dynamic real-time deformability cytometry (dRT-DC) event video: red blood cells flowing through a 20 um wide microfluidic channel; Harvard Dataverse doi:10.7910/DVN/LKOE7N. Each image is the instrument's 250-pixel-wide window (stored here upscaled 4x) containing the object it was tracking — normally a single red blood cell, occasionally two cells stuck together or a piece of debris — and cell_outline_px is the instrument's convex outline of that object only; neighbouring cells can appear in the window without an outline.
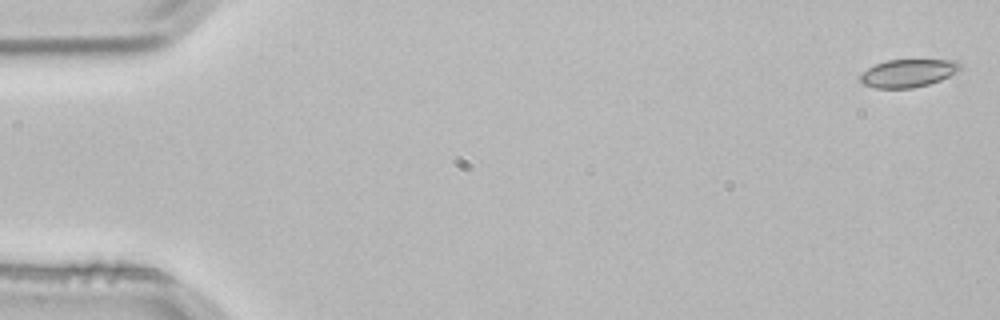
{"species": "common noctule bat (a hibernating species)", "species_latin": "Nyctalus noctula", "temperature_condition": "room temperature", "stored_images_in_passage": 3, "camera_frame_rate_fps": 3000, "um_per_image_px": 0.085, "animal": {"sex": "male", "body_mass_g": 21.5, "forearm_length_mm": 52.0}, "frame": {"image": 1, "passage_image": 1, "time_ms": 0.0, "image_size_px": [1000, 320], "cell_outline_px": [[964, 64], [956, 72], [940, 80], [928, 84], [912, 88], [876, 88], [864, 84], [860, 80], [860, 76], [868, 68], [876, 64], [888, 60], [956, 60]], "centroid_in_image_um": [77.22, 6.21], "position_along_channel_um": 7.8, "area_um2": 16.07}}